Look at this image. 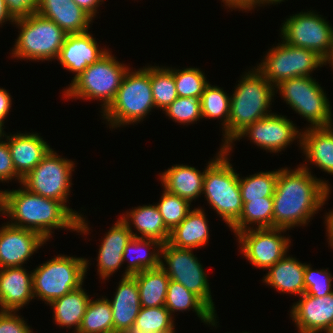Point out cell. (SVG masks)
<instances>
[{"label":"cell","mask_w":333,"mask_h":333,"mask_svg":"<svg viewBox=\"0 0 333 333\" xmlns=\"http://www.w3.org/2000/svg\"><path fill=\"white\" fill-rule=\"evenodd\" d=\"M163 111L175 122L193 123L202 117L201 100L192 97H177Z\"/></svg>","instance_id":"41"},{"label":"cell","mask_w":333,"mask_h":333,"mask_svg":"<svg viewBox=\"0 0 333 333\" xmlns=\"http://www.w3.org/2000/svg\"><path fill=\"white\" fill-rule=\"evenodd\" d=\"M325 223L327 225L326 229H327V234H328V239H329V244L331 245V247H333V211L329 212V214L327 213V216L325 218Z\"/></svg>","instance_id":"50"},{"label":"cell","mask_w":333,"mask_h":333,"mask_svg":"<svg viewBox=\"0 0 333 333\" xmlns=\"http://www.w3.org/2000/svg\"><path fill=\"white\" fill-rule=\"evenodd\" d=\"M2 126H4V124L2 122H0V139L2 138V136L4 137V135H5V133L3 131L4 128Z\"/></svg>","instance_id":"52"},{"label":"cell","mask_w":333,"mask_h":333,"mask_svg":"<svg viewBox=\"0 0 333 333\" xmlns=\"http://www.w3.org/2000/svg\"><path fill=\"white\" fill-rule=\"evenodd\" d=\"M89 302V296L80 286L63 297L50 302L49 305L53 308L54 320L57 325L68 328L76 326L74 333H77Z\"/></svg>","instance_id":"28"},{"label":"cell","mask_w":333,"mask_h":333,"mask_svg":"<svg viewBox=\"0 0 333 333\" xmlns=\"http://www.w3.org/2000/svg\"><path fill=\"white\" fill-rule=\"evenodd\" d=\"M123 333H154V332H149V331L141 330V329H139L137 326H135L133 324L130 328H128L127 330H125Z\"/></svg>","instance_id":"51"},{"label":"cell","mask_w":333,"mask_h":333,"mask_svg":"<svg viewBox=\"0 0 333 333\" xmlns=\"http://www.w3.org/2000/svg\"><path fill=\"white\" fill-rule=\"evenodd\" d=\"M9 12L15 18L27 17L36 13L40 0H4Z\"/></svg>","instance_id":"45"},{"label":"cell","mask_w":333,"mask_h":333,"mask_svg":"<svg viewBox=\"0 0 333 333\" xmlns=\"http://www.w3.org/2000/svg\"><path fill=\"white\" fill-rule=\"evenodd\" d=\"M292 306L291 317L299 333L333 331V292L324 297L304 293Z\"/></svg>","instance_id":"17"},{"label":"cell","mask_w":333,"mask_h":333,"mask_svg":"<svg viewBox=\"0 0 333 333\" xmlns=\"http://www.w3.org/2000/svg\"><path fill=\"white\" fill-rule=\"evenodd\" d=\"M37 13L55 22L67 34L87 32L93 20L73 0H40Z\"/></svg>","instance_id":"22"},{"label":"cell","mask_w":333,"mask_h":333,"mask_svg":"<svg viewBox=\"0 0 333 333\" xmlns=\"http://www.w3.org/2000/svg\"><path fill=\"white\" fill-rule=\"evenodd\" d=\"M133 276L138 284L141 307L165 306L170 278L161 267L144 270Z\"/></svg>","instance_id":"31"},{"label":"cell","mask_w":333,"mask_h":333,"mask_svg":"<svg viewBox=\"0 0 333 333\" xmlns=\"http://www.w3.org/2000/svg\"><path fill=\"white\" fill-rule=\"evenodd\" d=\"M81 9L88 13L92 18L95 17L97 7L103 0H73Z\"/></svg>","instance_id":"48"},{"label":"cell","mask_w":333,"mask_h":333,"mask_svg":"<svg viewBox=\"0 0 333 333\" xmlns=\"http://www.w3.org/2000/svg\"><path fill=\"white\" fill-rule=\"evenodd\" d=\"M35 299L33 295L32 272L22 266L0 269L1 311H15Z\"/></svg>","instance_id":"19"},{"label":"cell","mask_w":333,"mask_h":333,"mask_svg":"<svg viewBox=\"0 0 333 333\" xmlns=\"http://www.w3.org/2000/svg\"><path fill=\"white\" fill-rule=\"evenodd\" d=\"M151 87L155 108L164 110L178 97L174 69L151 66Z\"/></svg>","instance_id":"36"},{"label":"cell","mask_w":333,"mask_h":333,"mask_svg":"<svg viewBox=\"0 0 333 333\" xmlns=\"http://www.w3.org/2000/svg\"><path fill=\"white\" fill-rule=\"evenodd\" d=\"M165 306L141 307L134 325L141 330L154 333H175L174 321Z\"/></svg>","instance_id":"38"},{"label":"cell","mask_w":333,"mask_h":333,"mask_svg":"<svg viewBox=\"0 0 333 333\" xmlns=\"http://www.w3.org/2000/svg\"><path fill=\"white\" fill-rule=\"evenodd\" d=\"M302 133L285 116L272 113L247 126L234 140L249 135L258 147L276 153L290 145L296 137L301 139Z\"/></svg>","instance_id":"15"},{"label":"cell","mask_w":333,"mask_h":333,"mask_svg":"<svg viewBox=\"0 0 333 333\" xmlns=\"http://www.w3.org/2000/svg\"><path fill=\"white\" fill-rule=\"evenodd\" d=\"M282 1L283 0H269V3H271V4H273V3L278 4V3L282 2Z\"/></svg>","instance_id":"53"},{"label":"cell","mask_w":333,"mask_h":333,"mask_svg":"<svg viewBox=\"0 0 333 333\" xmlns=\"http://www.w3.org/2000/svg\"><path fill=\"white\" fill-rule=\"evenodd\" d=\"M273 196L262 197L257 200L243 202L239 219L230 227L233 232L250 229L249 224H257V229L273 228Z\"/></svg>","instance_id":"33"},{"label":"cell","mask_w":333,"mask_h":333,"mask_svg":"<svg viewBox=\"0 0 333 333\" xmlns=\"http://www.w3.org/2000/svg\"><path fill=\"white\" fill-rule=\"evenodd\" d=\"M124 221H130L141 236L134 234L136 238L155 239L164 244L169 241L170 231L164 225L163 218L156 205H143L135 207L122 216Z\"/></svg>","instance_id":"29"},{"label":"cell","mask_w":333,"mask_h":333,"mask_svg":"<svg viewBox=\"0 0 333 333\" xmlns=\"http://www.w3.org/2000/svg\"><path fill=\"white\" fill-rule=\"evenodd\" d=\"M155 245L154 248H159L156 252V250L152 253L149 252V247ZM162 243L155 239H146V238H136L133 237L127 244L123 252V262L125 260L128 261L127 258H129L128 255L131 253L130 251H135L137 255L133 258H130L129 264L127 269L124 272L125 276H133L134 274L140 273L144 270L148 269H156L160 267V249H161ZM144 249H142V248ZM146 249V250H145ZM148 249V251H147ZM141 251V252H139ZM143 251V252H142ZM135 254V253H134Z\"/></svg>","instance_id":"32"},{"label":"cell","mask_w":333,"mask_h":333,"mask_svg":"<svg viewBox=\"0 0 333 333\" xmlns=\"http://www.w3.org/2000/svg\"><path fill=\"white\" fill-rule=\"evenodd\" d=\"M164 189L188 200L190 203L203 193L205 170L187 165H174L160 174Z\"/></svg>","instance_id":"25"},{"label":"cell","mask_w":333,"mask_h":333,"mask_svg":"<svg viewBox=\"0 0 333 333\" xmlns=\"http://www.w3.org/2000/svg\"><path fill=\"white\" fill-rule=\"evenodd\" d=\"M128 67L116 61L109 52L97 62L89 65L79 76L72 80L64 90L69 98L102 99V112L114 101Z\"/></svg>","instance_id":"7"},{"label":"cell","mask_w":333,"mask_h":333,"mask_svg":"<svg viewBox=\"0 0 333 333\" xmlns=\"http://www.w3.org/2000/svg\"><path fill=\"white\" fill-rule=\"evenodd\" d=\"M46 241L38 232L8 222L0 228V269L22 266Z\"/></svg>","instance_id":"16"},{"label":"cell","mask_w":333,"mask_h":333,"mask_svg":"<svg viewBox=\"0 0 333 333\" xmlns=\"http://www.w3.org/2000/svg\"><path fill=\"white\" fill-rule=\"evenodd\" d=\"M276 87L283 95L284 101L311 123V128L333 124L329 100L311 76L290 78L280 82Z\"/></svg>","instance_id":"9"},{"label":"cell","mask_w":333,"mask_h":333,"mask_svg":"<svg viewBox=\"0 0 333 333\" xmlns=\"http://www.w3.org/2000/svg\"><path fill=\"white\" fill-rule=\"evenodd\" d=\"M329 192L326 181L312 176L304 164L294 170L278 169L273 195V228L289 230L310 222L325 204Z\"/></svg>","instance_id":"1"},{"label":"cell","mask_w":333,"mask_h":333,"mask_svg":"<svg viewBox=\"0 0 333 333\" xmlns=\"http://www.w3.org/2000/svg\"><path fill=\"white\" fill-rule=\"evenodd\" d=\"M15 177L19 183H22V179L16 174L8 143L0 139V181L11 180Z\"/></svg>","instance_id":"44"},{"label":"cell","mask_w":333,"mask_h":333,"mask_svg":"<svg viewBox=\"0 0 333 333\" xmlns=\"http://www.w3.org/2000/svg\"><path fill=\"white\" fill-rule=\"evenodd\" d=\"M0 333H33L23 318L13 311H0Z\"/></svg>","instance_id":"43"},{"label":"cell","mask_w":333,"mask_h":333,"mask_svg":"<svg viewBox=\"0 0 333 333\" xmlns=\"http://www.w3.org/2000/svg\"><path fill=\"white\" fill-rule=\"evenodd\" d=\"M207 222L202 208L191 210L186 218L170 232L168 243L179 248H201L209 239Z\"/></svg>","instance_id":"27"},{"label":"cell","mask_w":333,"mask_h":333,"mask_svg":"<svg viewBox=\"0 0 333 333\" xmlns=\"http://www.w3.org/2000/svg\"><path fill=\"white\" fill-rule=\"evenodd\" d=\"M15 22L16 19L11 15L4 0H0V24L3 25L5 21Z\"/></svg>","instance_id":"49"},{"label":"cell","mask_w":333,"mask_h":333,"mask_svg":"<svg viewBox=\"0 0 333 333\" xmlns=\"http://www.w3.org/2000/svg\"><path fill=\"white\" fill-rule=\"evenodd\" d=\"M316 52L285 42L273 47L257 70L274 86L280 82L302 76H310L316 68L326 65ZM322 65V66H321Z\"/></svg>","instance_id":"10"},{"label":"cell","mask_w":333,"mask_h":333,"mask_svg":"<svg viewBox=\"0 0 333 333\" xmlns=\"http://www.w3.org/2000/svg\"><path fill=\"white\" fill-rule=\"evenodd\" d=\"M328 63H330L333 68V58Z\"/></svg>","instance_id":"54"},{"label":"cell","mask_w":333,"mask_h":333,"mask_svg":"<svg viewBox=\"0 0 333 333\" xmlns=\"http://www.w3.org/2000/svg\"><path fill=\"white\" fill-rule=\"evenodd\" d=\"M165 307L171 313L194 309L197 316L206 324L216 326V314L193 292L177 281L170 280Z\"/></svg>","instance_id":"30"},{"label":"cell","mask_w":333,"mask_h":333,"mask_svg":"<svg viewBox=\"0 0 333 333\" xmlns=\"http://www.w3.org/2000/svg\"><path fill=\"white\" fill-rule=\"evenodd\" d=\"M155 107L151 66L125 73L114 101L103 112L112 128L140 122Z\"/></svg>","instance_id":"5"},{"label":"cell","mask_w":333,"mask_h":333,"mask_svg":"<svg viewBox=\"0 0 333 333\" xmlns=\"http://www.w3.org/2000/svg\"><path fill=\"white\" fill-rule=\"evenodd\" d=\"M174 81L178 97L200 99L209 84L204 73L198 68L174 69Z\"/></svg>","instance_id":"40"},{"label":"cell","mask_w":333,"mask_h":333,"mask_svg":"<svg viewBox=\"0 0 333 333\" xmlns=\"http://www.w3.org/2000/svg\"><path fill=\"white\" fill-rule=\"evenodd\" d=\"M283 42L310 49L327 63L333 58V28L318 14L300 12L287 18L282 25Z\"/></svg>","instance_id":"11"},{"label":"cell","mask_w":333,"mask_h":333,"mask_svg":"<svg viewBox=\"0 0 333 333\" xmlns=\"http://www.w3.org/2000/svg\"><path fill=\"white\" fill-rule=\"evenodd\" d=\"M14 24L21 28L12 49L14 57L35 61L57 59L68 34L55 22L36 12L16 19Z\"/></svg>","instance_id":"6"},{"label":"cell","mask_w":333,"mask_h":333,"mask_svg":"<svg viewBox=\"0 0 333 333\" xmlns=\"http://www.w3.org/2000/svg\"><path fill=\"white\" fill-rule=\"evenodd\" d=\"M226 6H228L229 8H238V9H242V10H251L253 9V7L255 8L257 4V6H260V4H265L268 3L269 4V0H222Z\"/></svg>","instance_id":"46"},{"label":"cell","mask_w":333,"mask_h":333,"mask_svg":"<svg viewBox=\"0 0 333 333\" xmlns=\"http://www.w3.org/2000/svg\"><path fill=\"white\" fill-rule=\"evenodd\" d=\"M117 288L113 300H109V303L112 309L114 333H123L135 323L141 304L134 276L123 277Z\"/></svg>","instance_id":"23"},{"label":"cell","mask_w":333,"mask_h":333,"mask_svg":"<svg viewBox=\"0 0 333 333\" xmlns=\"http://www.w3.org/2000/svg\"><path fill=\"white\" fill-rule=\"evenodd\" d=\"M215 159L205 168L203 193L208 203L231 227L240 217L243 202L239 187V174L228 161L229 155L221 148Z\"/></svg>","instance_id":"4"},{"label":"cell","mask_w":333,"mask_h":333,"mask_svg":"<svg viewBox=\"0 0 333 333\" xmlns=\"http://www.w3.org/2000/svg\"><path fill=\"white\" fill-rule=\"evenodd\" d=\"M77 333H114L112 309L107 298L90 300Z\"/></svg>","instance_id":"34"},{"label":"cell","mask_w":333,"mask_h":333,"mask_svg":"<svg viewBox=\"0 0 333 333\" xmlns=\"http://www.w3.org/2000/svg\"><path fill=\"white\" fill-rule=\"evenodd\" d=\"M305 265V263L285 255L268 269L263 282L271 285L277 291L301 296L305 293Z\"/></svg>","instance_id":"26"},{"label":"cell","mask_w":333,"mask_h":333,"mask_svg":"<svg viewBox=\"0 0 333 333\" xmlns=\"http://www.w3.org/2000/svg\"><path fill=\"white\" fill-rule=\"evenodd\" d=\"M160 267L166 272L170 280L182 284L187 290L197 295L214 313L215 306L212 300L207 274L192 249L172 246L168 242L162 244L160 249Z\"/></svg>","instance_id":"12"},{"label":"cell","mask_w":333,"mask_h":333,"mask_svg":"<svg viewBox=\"0 0 333 333\" xmlns=\"http://www.w3.org/2000/svg\"><path fill=\"white\" fill-rule=\"evenodd\" d=\"M201 113L202 117L220 118L222 117V125L224 131L223 148L228 146V118L230 113V97L226 95L223 89L218 86L208 84L201 95Z\"/></svg>","instance_id":"35"},{"label":"cell","mask_w":333,"mask_h":333,"mask_svg":"<svg viewBox=\"0 0 333 333\" xmlns=\"http://www.w3.org/2000/svg\"><path fill=\"white\" fill-rule=\"evenodd\" d=\"M306 158L321 170L333 175V128L309 127L299 140Z\"/></svg>","instance_id":"24"},{"label":"cell","mask_w":333,"mask_h":333,"mask_svg":"<svg viewBox=\"0 0 333 333\" xmlns=\"http://www.w3.org/2000/svg\"><path fill=\"white\" fill-rule=\"evenodd\" d=\"M72 171L74 162L61 158L51 149L22 179L21 184L32 193L61 201L66 206Z\"/></svg>","instance_id":"13"},{"label":"cell","mask_w":333,"mask_h":333,"mask_svg":"<svg viewBox=\"0 0 333 333\" xmlns=\"http://www.w3.org/2000/svg\"><path fill=\"white\" fill-rule=\"evenodd\" d=\"M249 73V74H248ZM246 73L230 97L228 118V146L230 153L232 143L238 134L255 121L271 115L269 110L273 86L257 69ZM269 111V112H268Z\"/></svg>","instance_id":"3"},{"label":"cell","mask_w":333,"mask_h":333,"mask_svg":"<svg viewBox=\"0 0 333 333\" xmlns=\"http://www.w3.org/2000/svg\"><path fill=\"white\" fill-rule=\"evenodd\" d=\"M332 279V274L327 270H312L310 265H305L304 284L306 294L316 297H324L325 295L332 293Z\"/></svg>","instance_id":"42"},{"label":"cell","mask_w":333,"mask_h":333,"mask_svg":"<svg viewBox=\"0 0 333 333\" xmlns=\"http://www.w3.org/2000/svg\"><path fill=\"white\" fill-rule=\"evenodd\" d=\"M11 96L3 88H0V122L4 123V119L11 108Z\"/></svg>","instance_id":"47"},{"label":"cell","mask_w":333,"mask_h":333,"mask_svg":"<svg viewBox=\"0 0 333 333\" xmlns=\"http://www.w3.org/2000/svg\"><path fill=\"white\" fill-rule=\"evenodd\" d=\"M0 212L15 220L9 224L36 231L46 240L53 229L66 228L84 234L89 231L84 217L78 212L61 201L32 193L24 186L18 190H0Z\"/></svg>","instance_id":"2"},{"label":"cell","mask_w":333,"mask_h":333,"mask_svg":"<svg viewBox=\"0 0 333 333\" xmlns=\"http://www.w3.org/2000/svg\"><path fill=\"white\" fill-rule=\"evenodd\" d=\"M87 259L59 255L41 264L32 272L33 295L50 302L82 286Z\"/></svg>","instance_id":"8"},{"label":"cell","mask_w":333,"mask_h":333,"mask_svg":"<svg viewBox=\"0 0 333 333\" xmlns=\"http://www.w3.org/2000/svg\"><path fill=\"white\" fill-rule=\"evenodd\" d=\"M108 50L98 49L97 41L87 31L68 34L61 47L58 59L69 71L76 72L74 79L89 65L97 62Z\"/></svg>","instance_id":"18"},{"label":"cell","mask_w":333,"mask_h":333,"mask_svg":"<svg viewBox=\"0 0 333 333\" xmlns=\"http://www.w3.org/2000/svg\"><path fill=\"white\" fill-rule=\"evenodd\" d=\"M190 204L188 200L164 189L161 200L156 206L163 218L164 225L170 232L186 218L191 211Z\"/></svg>","instance_id":"39"},{"label":"cell","mask_w":333,"mask_h":333,"mask_svg":"<svg viewBox=\"0 0 333 333\" xmlns=\"http://www.w3.org/2000/svg\"><path fill=\"white\" fill-rule=\"evenodd\" d=\"M278 178V171L259 172L245 179L239 177L242 202L273 196Z\"/></svg>","instance_id":"37"},{"label":"cell","mask_w":333,"mask_h":333,"mask_svg":"<svg viewBox=\"0 0 333 333\" xmlns=\"http://www.w3.org/2000/svg\"><path fill=\"white\" fill-rule=\"evenodd\" d=\"M131 222L119 219L106 233L98 254V273L102 279L110 277L123 264L126 244L134 237Z\"/></svg>","instance_id":"20"},{"label":"cell","mask_w":333,"mask_h":333,"mask_svg":"<svg viewBox=\"0 0 333 333\" xmlns=\"http://www.w3.org/2000/svg\"><path fill=\"white\" fill-rule=\"evenodd\" d=\"M8 148L16 174L23 179L51 150L37 134L17 133L7 136Z\"/></svg>","instance_id":"21"},{"label":"cell","mask_w":333,"mask_h":333,"mask_svg":"<svg viewBox=\"0 0 333 333\" xmlns=\"http://www.w3.org/2000/svg\"><path fill=\"white\" fill-rule=\"evenodd\" d=\"M283 228H260L247 229L238 232V242L241 253L255 267L269 269L277 261L281 260L289 248V237H284L281 232Z\"/></svg>","instance_id":"14"}]
</instances>
